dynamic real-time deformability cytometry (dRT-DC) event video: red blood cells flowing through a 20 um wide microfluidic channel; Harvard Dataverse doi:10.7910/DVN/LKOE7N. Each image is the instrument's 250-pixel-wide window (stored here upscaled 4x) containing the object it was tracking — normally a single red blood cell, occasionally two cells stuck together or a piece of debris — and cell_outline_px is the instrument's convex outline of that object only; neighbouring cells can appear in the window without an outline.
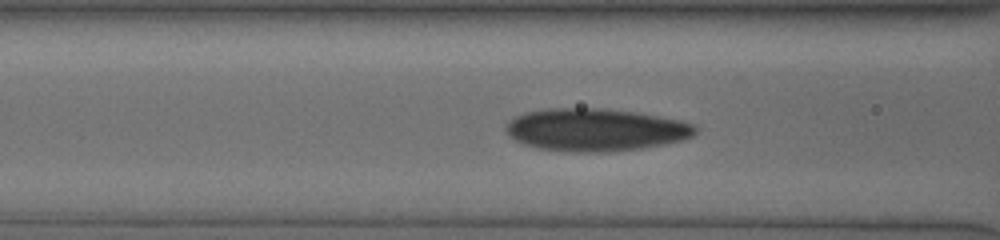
{"species": "human", "species_latin": "Homo sapiens", "temperature_condition": "cold", "stored_images_in_passage": 43, "camera_frame_rate_fps": 3000, "um_per_image_px": 0.085, "donor": {"sex": "male"}, "frame": {"image": 1, "passage_image": 14, "time_ms": 4.333, "image_size_px": [1000, 240], "cell_outline_px": [[700, 128], [692, 136], [684, 140], [664, 144], [640, 148], [608, 152], [572, 152], [540, 148], [524, 144], [516, 140], [508, 132], [508, 124], [516, 116], [528, 112], [548, 108], [604, 108], [632, 112], [680, 120], [692, 124]], "centroid_in_image_um": [50.68, 11.03], "position_along_channel_um": 115.9, "area_um2": 46.53}}
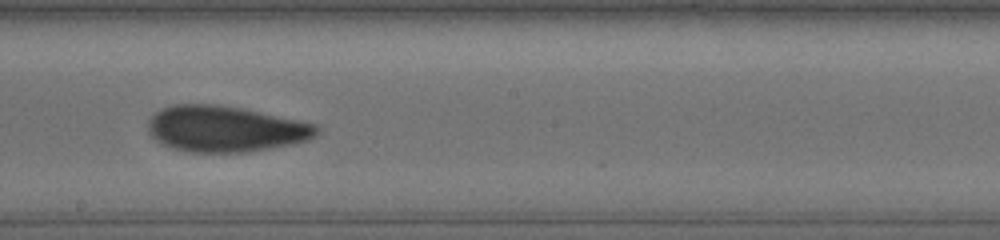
{"frame": {"image": 2, "passage_image": 23, "time_ms": 7.333, "image_size_px": [1000, 240], "cell_outline_px": [[320, 132], [316, 136], [308, 140], [292, 144], [248, 152], [188, 152], [172, 148], [160, 144], [148, 132], [148, 120], [156, 112], [172, 104], [216, 104], [240, 108], [300, 120], [316, 124], [320, 128]], "centroid_in_image_um": [19.16, 10.96], "position_along_channel_um": 229.0, "area_um2": 45.37}}
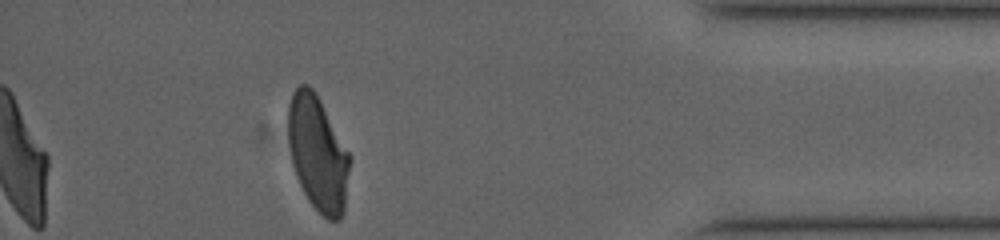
{"frame": {"image": 3, "passage_image": 40, "time_ms": 13.0, "image_size_px": [1000, 240], "cell_outline_px": [[352, 156], [344, 212], [340, 220], [328, 220], [308, 200], [296, 176], [292, 164], [288, 140], [288, 104], [292, 92], [300, 84], [308, 84], [316, 92]], "centroid_in_image_um": [27.03, 13.02], "position_along_channel_um": 408.2, "area_um2": 41.79}, "authors_computed_cell_mechanics": {"area_um2": 44.6216, "velocity_mm_per_s": 3.7716, "shape_relaxation_time_tau1_ms": null, "shape_relaxation_time_tau2_ms": 2.2914, "deformation_change_tau1": null, "deformation_change_tau2": 0.0803}}